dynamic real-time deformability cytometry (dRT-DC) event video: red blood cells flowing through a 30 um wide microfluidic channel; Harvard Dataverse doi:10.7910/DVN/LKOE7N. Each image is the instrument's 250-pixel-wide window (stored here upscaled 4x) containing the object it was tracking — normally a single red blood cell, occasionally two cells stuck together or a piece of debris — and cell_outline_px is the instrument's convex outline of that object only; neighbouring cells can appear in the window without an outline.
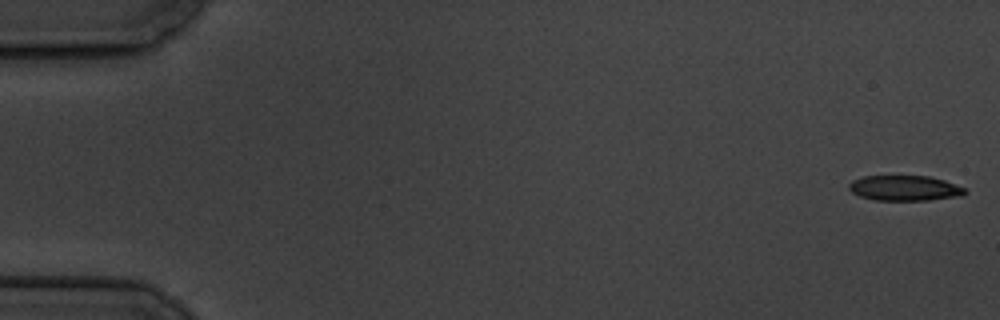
{"species": "common noctule bat (a hibernating species)", "species_latin": "Nyctalus noctula", "temperature_condition": "cold", "stored_images_in_passage": 14, "camera_frame_rate_fps": 3000, "um_per_image_px": 0.085, "animal": {"sex": "male", "body_mass_g": 19.5, "forearm_length_mm": 54.6}, "frame": {"image": 1, "passage_image": 1, "time_ms": 0.0, "image_size_px": [1000, 320], "cell_outline_px": [[968, 192], [964, 196], [928, 200], [876, 200], [860, 196], [852, 192], [848, 188], [848, 184], [852, 180], [864, 176], [928, 176], [944, 180], [964, 188]], "centroid_in_image_um": [76.91, 15.99], "position_along_channel_um": 8.1, "area_um2": 17.11}}